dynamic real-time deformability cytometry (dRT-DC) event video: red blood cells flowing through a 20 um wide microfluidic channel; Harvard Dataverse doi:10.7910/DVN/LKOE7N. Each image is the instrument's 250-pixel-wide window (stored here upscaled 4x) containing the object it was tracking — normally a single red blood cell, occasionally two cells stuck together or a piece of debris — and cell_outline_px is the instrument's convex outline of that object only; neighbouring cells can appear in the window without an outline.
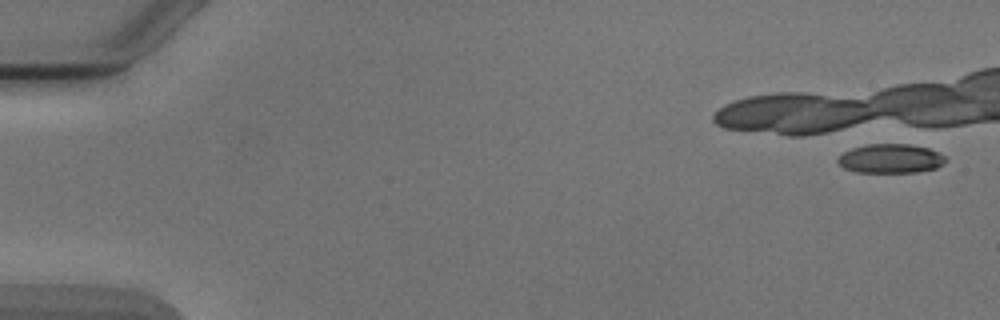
{"species": "Egyptian fruit bat (a non-hibernating species)", "species_latin": "Rousettus aegyptiacus", "temperature_condition": "cold", "stored_images_in_passage": 1, "camera_frame_rate_fps": 3000, "um_per_image_px": 0.085, "animal": {"sex": "male"}, "frame": {"image": 1, "passage_image": 1, "time_ms": 0.0, "image_size_px": [1000, 320], "cell_outline_px": [[944, 160], [936, 168], [916, 172], [856, 172], [844, 168], [836, 160], [844, 152], [852, 148], [868, 144], [908, 144], [928, 148], [944, 156]], "centroid_in_image_um": [75.65, 13.48], "position_along_channel_um": 9.3, "area_um2": 17.98}}